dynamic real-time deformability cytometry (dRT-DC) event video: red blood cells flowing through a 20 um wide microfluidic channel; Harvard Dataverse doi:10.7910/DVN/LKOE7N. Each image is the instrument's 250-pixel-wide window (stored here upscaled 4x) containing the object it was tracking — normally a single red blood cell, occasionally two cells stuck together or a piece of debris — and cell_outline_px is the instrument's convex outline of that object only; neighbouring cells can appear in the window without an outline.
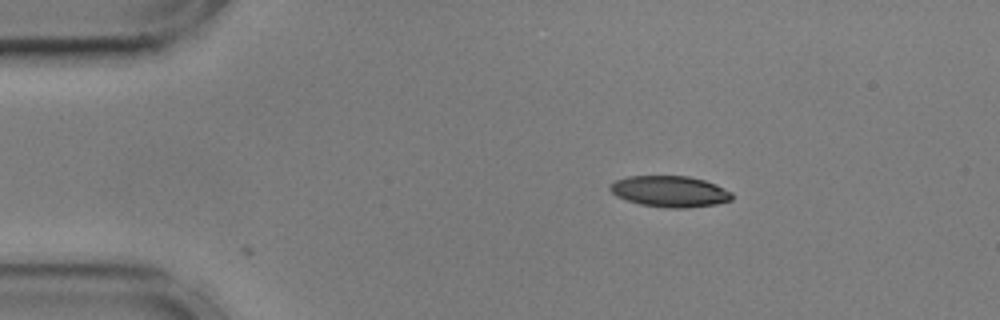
{"species": "common noctule bat (a hibernating species)", "species_latin": "Nyctalus noctula", "temperature_condition": "cold", "stored_images_in_passage": 47, "camera_frame_rate_fps": 3000, "um_per_image_px": 0.085, "animal": {"sex": "male", "body_mass_g": 17.9, "forearm_length_mm": 54.2}, "frame": {"image": 1, "passage_image": 1, "time_ms": 0.0, "image_size_px": [1000, 320], "cell_outline_px": [[732, 200], [716, 204], [688, 208], [664, 208], [640, 204], [616, 196], [608, 188], [608, 184], [616, 180], [628, 176], [688, 176], [704, 180], [716, 184], [732, 192]], "centroid_in_image_um": [56.93, 16.27], "position_along_channel_um": 28.1, "area_um2": 22.25}}
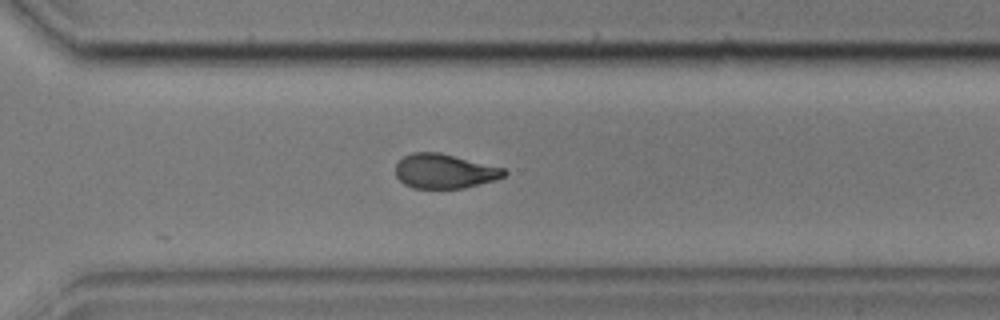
{"frame": {"image": 2, "passage_image": 31, "time_ms": 10.0, "image_size_px": [1000, 320], "cell_outline_px": [[508, 172], [504, 176], [496, 180], [464, 188], [412, 188], [404, 184], [396, 176], [396, 164], [404, 156], [412, 152], [440, 152], [504, 168]], "centroid_in_image_um": [37.79, 14.55], "position_along_channel_um": 332.8, "area_um2": 21.85}}
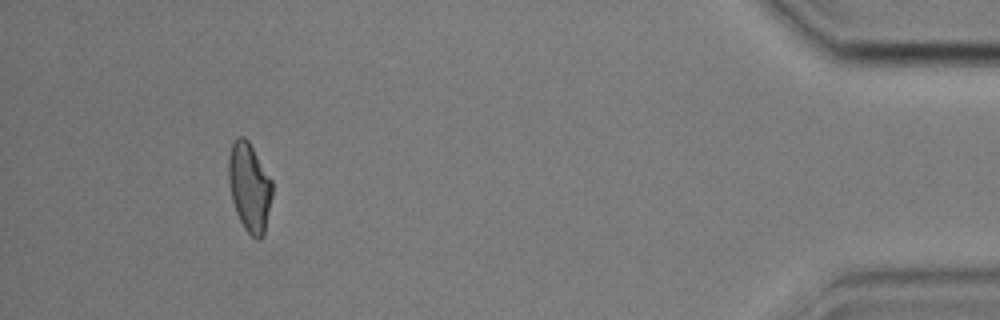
{"frame": {"image": 3, "passage_image": 43, "time_ms": 14.0, "image_size_px": [1000, 320], "cell_outline_px": [[272, 196], [264, 236], [260, 240], [256, 240], [244, 228], [236, 212], [232, 200], [228, 180], [228, 156], [232, 144], [236, 136], [244, 136], [248, 140], [272, 180]], "centroid_in_image_um": [21.2, 15.91], "position_along_channel_um": 414.0, "area_um2": 22.77}, "authors_computed_cell_mechanics": {"area_um2": 23.0622, "velocity_mm_per_s": 3.5993, "shape_relaxation_time_tau1_ms": 8.8967, "shape_relaxation_time_tau2_ms": 3.8246, "deformation_change_tau1": 0.2044, "deformation_change_tau2": 0.1014}}